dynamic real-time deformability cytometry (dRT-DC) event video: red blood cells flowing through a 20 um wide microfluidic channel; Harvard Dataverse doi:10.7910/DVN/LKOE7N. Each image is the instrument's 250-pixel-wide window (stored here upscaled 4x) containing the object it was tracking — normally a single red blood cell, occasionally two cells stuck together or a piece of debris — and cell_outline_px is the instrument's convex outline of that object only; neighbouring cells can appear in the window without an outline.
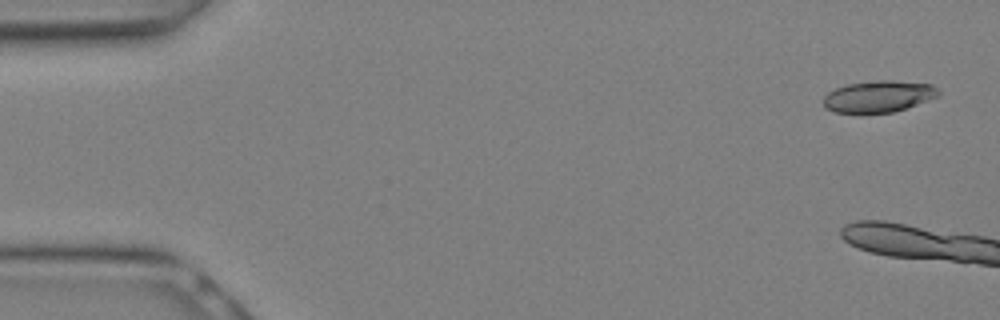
{"species": "Egyptian fruit bat (a non-hibernating species)", "species_latin": "Rousettus aegyptiacus", "temperature_condition": "warm", "stored_images_in_passage": 4, "camera_frame_rate_fps": 3000, "um_per_image_px": 0.085, "animal": {"sex": "female"}, "frame": {"image": 1, "passage_image": 2, "time_ms": 0.333, "image_size_px": [1000, 320], "cell_outline_px": [[940, 96], [892, 112], [860, 116], [832, 112], [824, 108], [824, 96], [828, 92], [836, 88], [848, 84], [876, 80], [892, 80], [932, 84], [940, 92]], "centroid_in_image_um": [74.61, 8.24], "position_along_channel_um": 10.4, "area_um2": 21.85}}